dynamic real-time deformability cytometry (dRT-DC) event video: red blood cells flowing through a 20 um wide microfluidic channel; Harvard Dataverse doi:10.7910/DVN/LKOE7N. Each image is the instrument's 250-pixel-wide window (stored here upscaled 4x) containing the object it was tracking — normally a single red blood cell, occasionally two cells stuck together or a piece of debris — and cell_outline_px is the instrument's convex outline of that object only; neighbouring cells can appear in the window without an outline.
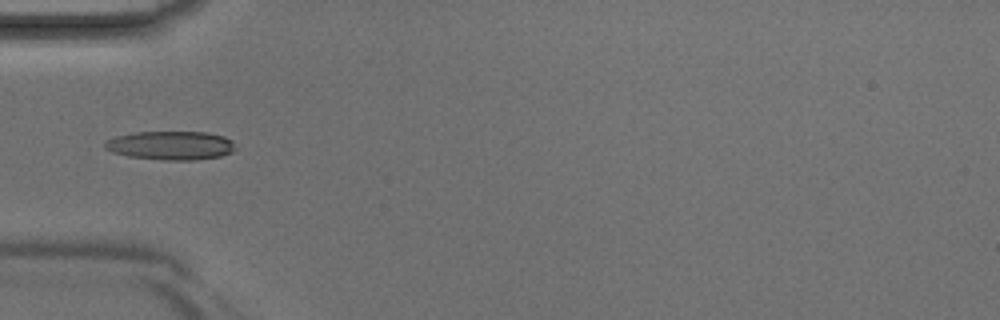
{"species": "Egyptian fruit bat (a non-hibernating species)", "species_latin": "Rousettus aegyptiacus", "temperature_condition": "room temperature", "stored_images_in_passage": 38, "camera_frame_rate_fps": 3000, "um_per_image_px": 0.085, "animal": {"sex": "male"}, "frame": {"image": 1, "passage_image": 9, "time_ms": 2.667, "image_size_px": [1000, 320], "cell_outline_px": [[236, 148], [232, 152], [220, 156], [196, 160], [164, 160], [128, 156], [112, 152], [104, 148], [104, 144], [108, 140], [116, 136], [136, 132], [208, 132], [224, 136], [232, 140]], "centroid_in_image_um": [14.54, 12.36], "position_along_channel_um": 70.5, "area_um2": 21.91}}
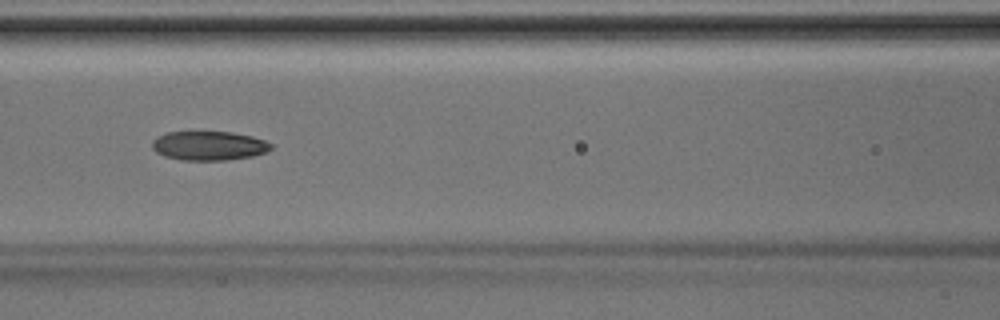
{"frame": {"image": 2, "passage_image": 14, "time_ms": 4.333, "image_size_px": [1000, 320], "cell_outline_px": [[276, 144], [272, 148], [264, 152], [252, 156], [224, 160], [180, 160], [164, 156], [156, 152], [152, 148], [152, 140], [156, 136], [168, 132], [232, 132], [252, 136]], "centroid_in_image_um": [17.75, 12.38], "position_along_channel_um": 148.9, "area_um2": 20.29}}
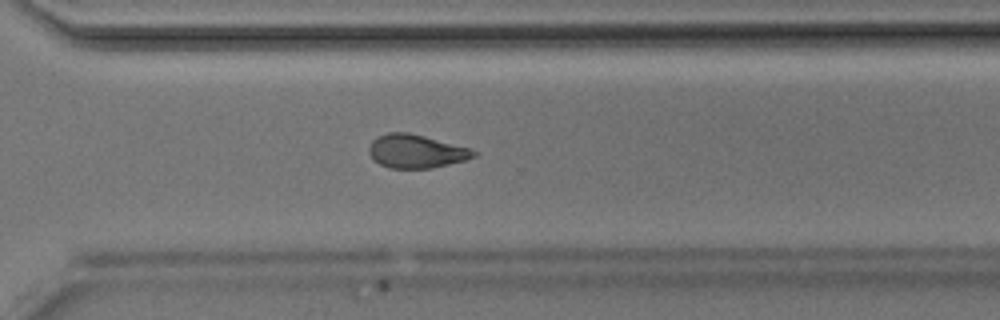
{"frame": {"image": 3, "passage_image": 26, "time_ms": 8.333, "image_size_px": [1000, 320], "cell_outline_px": [[476, 156], [468, 160], [432, 168], [388, 168], [372, 160], [368, 152], [368, 148], [372, 140], [376, 136], [388, 132], [408, 132], [472, 148], [476, 152]], "centroid_in_image_um": [35.36, 12.86], "position_along_channel_um": 335.2, "area_um2": 20.75}}